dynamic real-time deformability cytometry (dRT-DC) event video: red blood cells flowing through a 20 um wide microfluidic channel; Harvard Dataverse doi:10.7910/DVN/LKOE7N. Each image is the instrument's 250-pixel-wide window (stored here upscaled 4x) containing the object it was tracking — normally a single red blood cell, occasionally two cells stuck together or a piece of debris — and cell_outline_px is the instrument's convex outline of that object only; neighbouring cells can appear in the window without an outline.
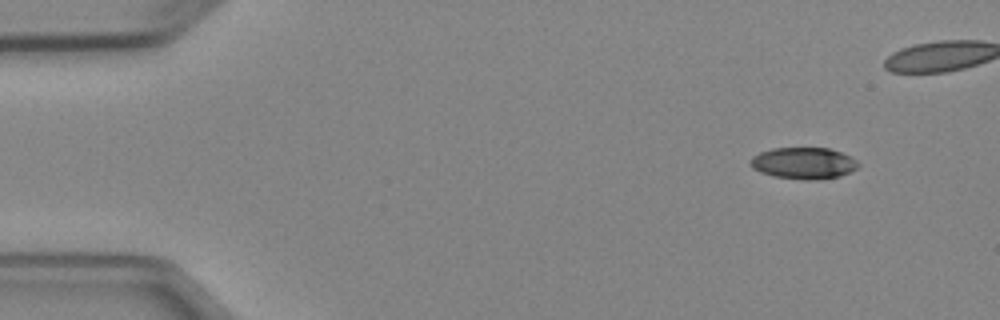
{"species": "Egyptian fruit bat (a non-hibernating species)", "species_latin": "Rousettus aegyptiacus", "temperature_condition": "cold", "stored_images_in_passage": 7, "camera_frame_rate_fps": 3000, "um_per_image_px": 0.085, "animal": {"sex": "female"}, "frame": {"image": 1, "passage_image": 1, "time_ms": 0.0, "image_size_px": [1000, 320], "cell_outline_px": [[860, 164], [856, 168], [840, 176], [816, 180], [804, 180], [776, 176], [760, 172], [752, 168], [748, 164], [748, 160], [752, 156], [760, 152], [772, 148], [828, 148], [840, 152], [856, 160]], "centroid_in_image_um": [68.25, 13.87], "position_along_channel_um": 16.7, "area_um2": 19.83}}